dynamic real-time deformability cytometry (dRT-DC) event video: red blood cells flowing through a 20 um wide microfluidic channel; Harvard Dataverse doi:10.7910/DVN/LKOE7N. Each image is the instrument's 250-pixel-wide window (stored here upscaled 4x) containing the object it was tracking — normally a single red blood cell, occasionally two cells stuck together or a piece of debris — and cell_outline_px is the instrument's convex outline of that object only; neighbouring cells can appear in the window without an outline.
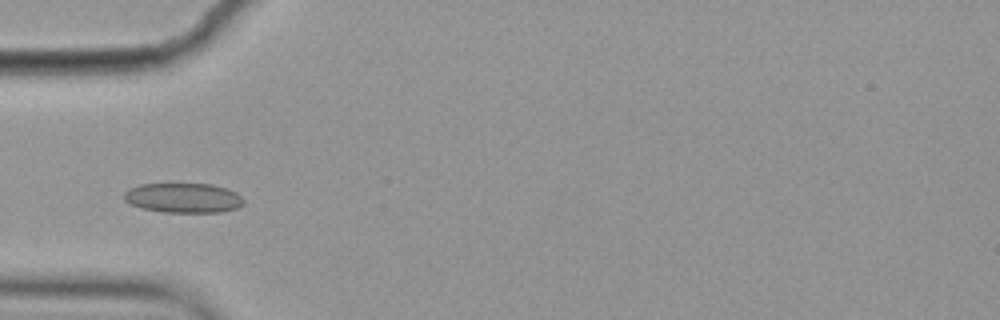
{"species": "common noctule bat (a hibernating species)", "species_latin": "Nyctalus noctula", "temperature_condition": "cold", "stored_images_in_passage": 5, "camera_frame_rate_fps": 3000, "um_per_image_px": 0.085, "animal": {"sex": "female", "body_mass_g": 19.9}, "frame": {"image": 1, "passage_image": 4, "time_ms": 1.0, "image_size_px": [1000, 320], "cell_outline_px": [[244, 204], [236, 208], [224, 212], [164, 212], [140, 208], [128, 204], [124, 200], [124, 192], [128, 188], [140, 184], [212, 184], [228, 188], [236, 192], [244, 200]], "centroid_in_image_um": [15.57, 16.82], "position_along_channel_um": 69.4, "area_um2": 20.98}}
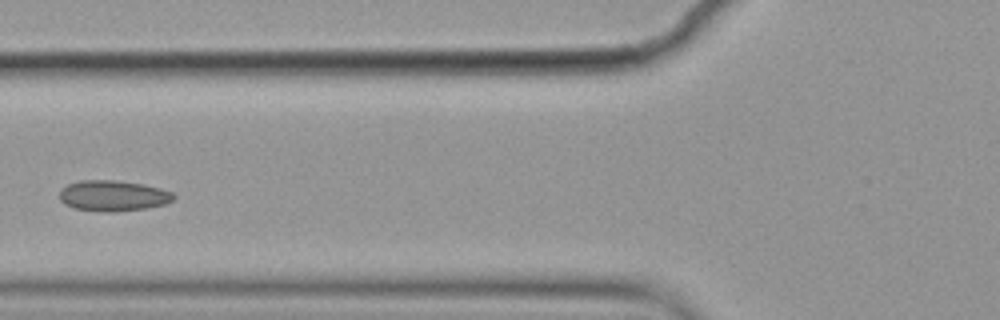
{"frame": {"image": 2, "passage_image": 5, "time_ms": 1.333, "image_size_px": [1000, 320], "cell_outline_px": [[176, 196], [172, 200], [164, 204], [148, 208], [116, 212], [100, 212], [72, 208], [64, 204], [60, 200], [60, 188], [68, 184], [80, 180], [116, 180], [144, 184], [160, 188], [172, 192]], "centroid_in_image_um": [9.59, 16.64], "position_along_channel_um": 116.2, "area_um2": 20.75}}